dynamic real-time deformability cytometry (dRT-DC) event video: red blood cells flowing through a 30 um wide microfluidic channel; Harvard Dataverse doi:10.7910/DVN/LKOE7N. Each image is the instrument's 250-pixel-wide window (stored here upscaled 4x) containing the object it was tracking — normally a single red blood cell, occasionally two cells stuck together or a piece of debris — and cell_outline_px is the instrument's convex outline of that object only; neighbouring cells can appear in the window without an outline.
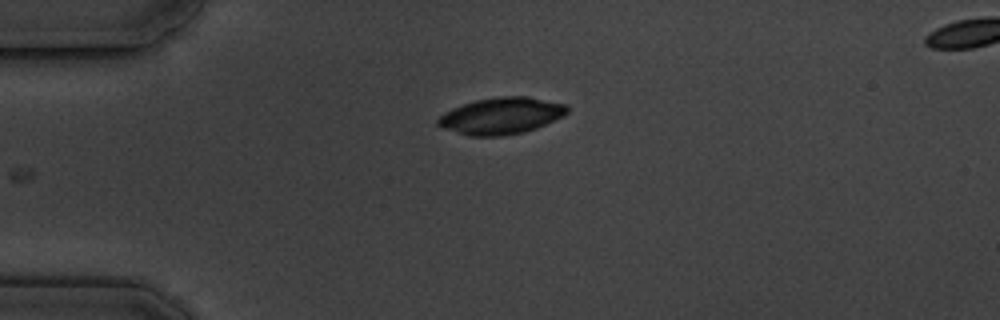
{"species": "common noctule bat (a hibernating species)", "species_latin": "Nyctalus noctula", "temperature_condition": "cold", "stored_images_in_passage": 5, "camera_frame_rate_fps": 3000, "um_per_image_px": 0.085, "animal": {"sex": "male", "body_mass_g": 19.5, "forearm_length_mm": 54.6}, "frame": {"image": 1, "passage_image": 5, "time_ms": 4.667, "image_size_px": [1000, 320], "cell_outline_px": [[568, 112], [564, 116], [536, 128], [524, 132], [500, 136], [468, 136], [444, 128], [436, 124], [436, 120], [444, 112], [452, 108], [476, 100], [500, 96], [528, 96], [568, 104]], "centroid_in_image_um": [42.62, 9.84], "position_along_channel_um": 42.4, "area_um2": 27.69}}